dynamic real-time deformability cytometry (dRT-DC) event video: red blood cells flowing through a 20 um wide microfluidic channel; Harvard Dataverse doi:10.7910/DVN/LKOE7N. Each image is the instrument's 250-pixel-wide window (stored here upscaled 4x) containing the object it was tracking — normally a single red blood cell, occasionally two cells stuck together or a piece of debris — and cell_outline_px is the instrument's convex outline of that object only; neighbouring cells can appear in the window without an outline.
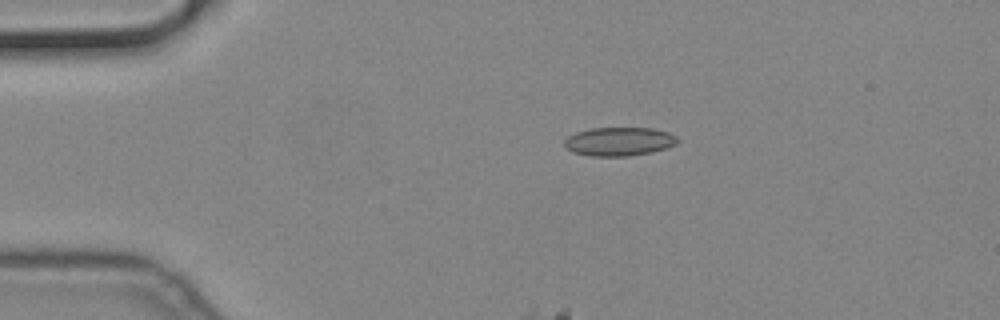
{"species": "common noctule bat (a hibernating species)", "species_latin": "Nyctalus noctula", "temperature_condition": "cold", "stored_images_in_passage": 46, "camera_frame_rate_fps": 3000, "um_per_image_px": 0.085, "animal": {"sex": "male", "body_mass_g": 19.2, "forearm_length_mm": 51.8}, "frame": {"image": 1, "passage_image": 1, "time_ms": 0.0, "image_size_px": [1000, 320], "cell_outline_px": [[680, 140], [676, 144], [652, 152], [628, 156], [592, 156], [572, 152], [564, 144], [564, 140], [568, 136], [576, 132], [592, 128], [652, 128], [668, 132], [676, 136]], "centroid_in_image_um": [52.63, 12.02], "position_along_channel_um": 32.4, "area_um2": 18.84}}
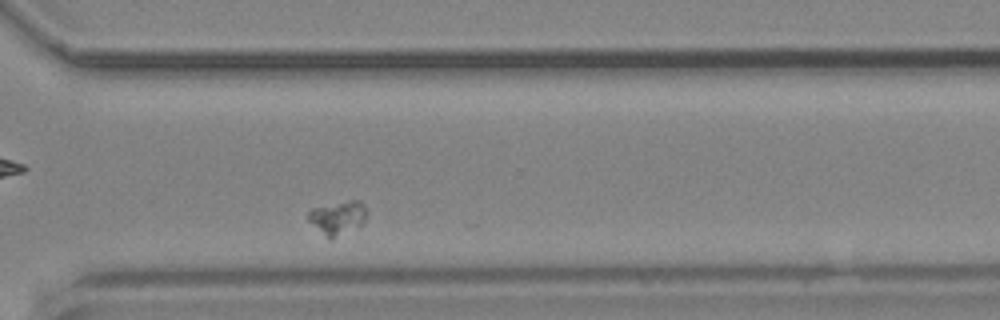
{"frame": {"image": 2, "passage_image": 33, "time_ms": 10.667, "image_size_px": [1000, 320], "cell_outline_px": [[368, 212], [364, 220], [360, 224], [332, 240], [328, 240], [308, 220], [308, 212], [312, 208], [352, 200], [356, 200], [364, 204]], "centroid_in_image_um": [28.69, 18.52], "position_along_channel_um": 341.9, "area_um2": 11.27}}